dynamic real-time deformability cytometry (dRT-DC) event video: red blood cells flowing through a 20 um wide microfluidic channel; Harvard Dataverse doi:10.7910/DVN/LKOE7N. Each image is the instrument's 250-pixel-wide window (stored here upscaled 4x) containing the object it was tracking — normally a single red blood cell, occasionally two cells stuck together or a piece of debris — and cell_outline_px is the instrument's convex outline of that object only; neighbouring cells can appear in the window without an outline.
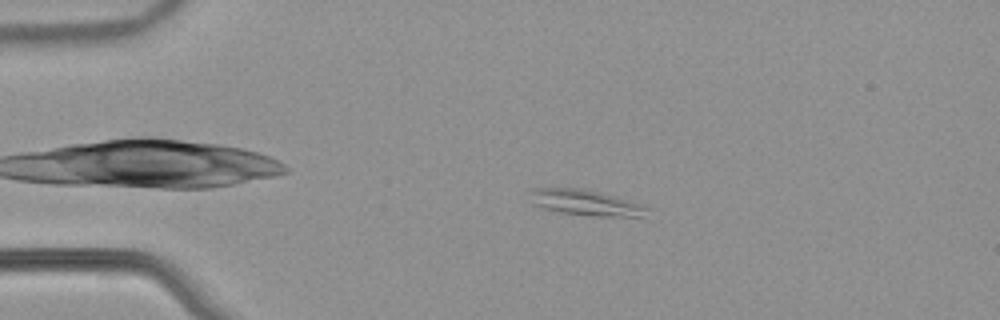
{"species": "common noctule bat (a hibernating species)", "species_latin": "Nyctalus noctula", "temperature_condition": "warm", "stored_images_in_passage": 52, "camera_frame_rate_fps": 3000, "um_per_image_px": 0.085, "animal": {"sex": "male", "body_mass_g": 21.5, "forearm_length_mm": 52.0}, "frame": {"image": 1, "passage_image": 9, "time_ms": 2.667, "image_size_px": [1000, 320], "cell_outline_px": [[652, 208], [640, 216], [588, 216], [560, 212], [544, 208], [532, 204], [532, 188], [584, 188], [616, 196]], "centroid_in_image_um": [49.79, 17.22], "position_along_channel_um": 35.2, "area_um2": 17.4}}
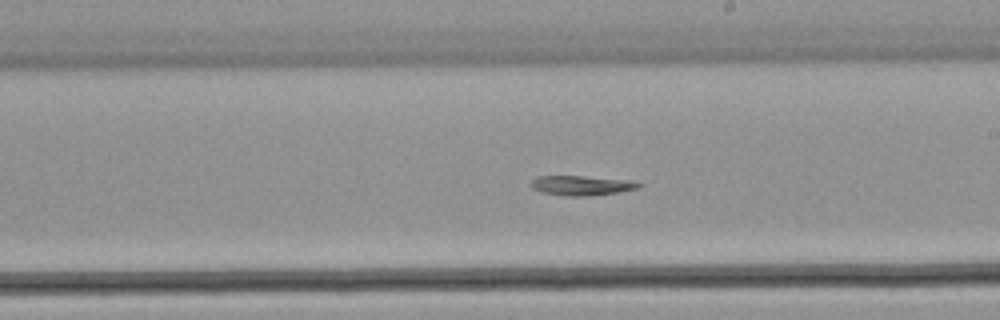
{"frame": {"image": 2, "passage_image": 29, "time_ms": 9.333, "image_size_px": [1000, 320], "cell_outline_px": [[644, 184], [640, 188], [620, 192], [588, 196], [568, 196], [540, 192], [532, 188], [532, 180], [536, 176], [584, 176], [632, 180]], "centroid_in_image_um": [49.49, 15.76], "position_along_channel_um": 239.5, "area_um2": 12.54}}
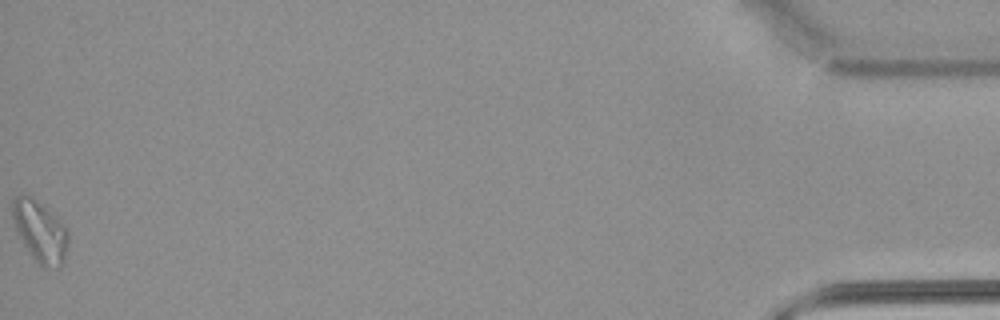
{"frame": {"image": 3, "passage_image": 52, "time_ms": 17.0, "image_size_px": [1000, 320], "cell_outline_px": [[68, 244], [60, 268], [44, 268], [32, 256], [20, 236], [16, 228], [12, 216], [12, 200], [16, 196], [28, 196], [36, 200], [56, 216], [64, 228], [68, 236]], "centroid_in_image_um": [3.4, 19.68], "position_along_channel_um": 431.8, "area_um2": 19.19}}